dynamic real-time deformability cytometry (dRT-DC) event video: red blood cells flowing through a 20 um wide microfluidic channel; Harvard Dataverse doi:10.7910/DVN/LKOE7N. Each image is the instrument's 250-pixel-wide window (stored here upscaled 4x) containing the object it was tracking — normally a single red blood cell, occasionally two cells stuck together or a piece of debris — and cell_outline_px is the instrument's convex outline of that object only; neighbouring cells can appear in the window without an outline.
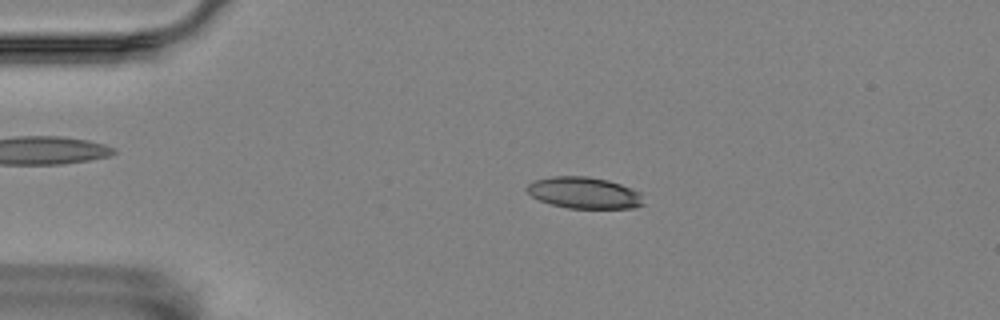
{"species": "Egyptian fruit bat (a non-hibernating species)", "species_latin": "Rousettus aegyptiacus", "temperature_condition": "room temperature", "stored_images_in_passage": 52, "camera_frame_rate_fps": 3000, "um_per_image_px": 0.085, "animal": {"sex": "female"}, "frame": {"image": 1, "passage_image": 7, "time_ms": 2.0, "image_size_px": [1000, 320], "cell_outline_px": [[644, 204], [636, 208], [568, 208], [552, 204], [540, 200], [532, 196], [524, 188], [528, 184], [536, 180], [552, 176], [588, 176], [608, 180], [620, 184], [640, 192]], "centroid_in_image_um": [49.66, 16.39], "position_along_channel_um": 35.3, "area_um2": 21.33}}
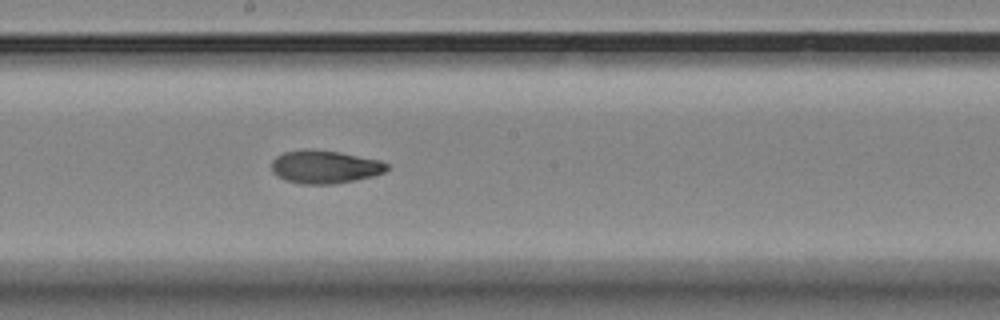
{"frame": {"image": 2, "passage_image": 26, "time_ms": 8.333, "image_size_px": [1000, 320], "cell_outline_px": [[388, 168], [384, 172], [372, 176], [332, 184], [300, 184], [284, 180], [276, 176], [272, 172], [272, 160], [276, 156], [284, 152], [304, 148], [308, 148], [340, 152], [380, 160], [388, 164]], "centroid_in_image_um": [27.56, 14.17], "position_along_channel_um": 220.6, "area_um2": 22.37}}
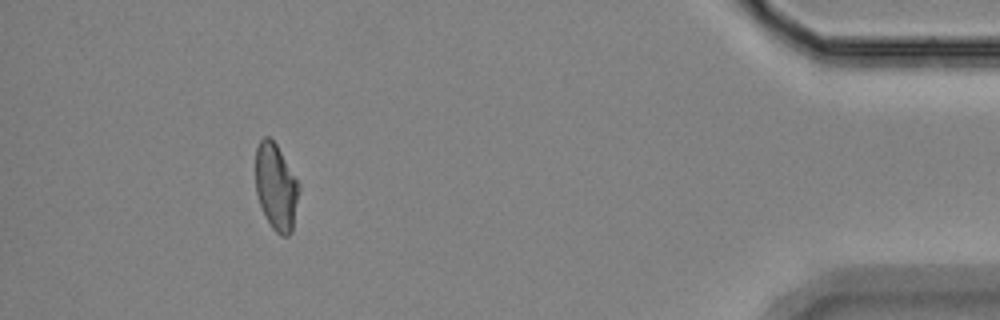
{"frame": {"image": 3, "passage_image": 47, "time_ms": 15.333, "image_size_px": [1000, 320], "cell_outline_px": [[300, 188], [292, 232], [288, 236], [280, 236], [272, 228], [260, 204], [256, 192], [256, 148], [260, 140], [264, 136], [268, 136], [276, 144], [300, 184]], "centroid_in_image_um": [23.48, 15.89], "position_along_channel_um": 411.7, "area_um2": 21.79}, "authors_computed_cell_mechanics": {"area_um2": 21.9929, "velocity_mm_per_s": 3.5327, "shape_relaxation_time_tau1_ms": null, "shape_relaxation_time_tau2_ms": 3.5529, "deformation_change_tau1": null, "deformation_change_tau2": 0.0895}}